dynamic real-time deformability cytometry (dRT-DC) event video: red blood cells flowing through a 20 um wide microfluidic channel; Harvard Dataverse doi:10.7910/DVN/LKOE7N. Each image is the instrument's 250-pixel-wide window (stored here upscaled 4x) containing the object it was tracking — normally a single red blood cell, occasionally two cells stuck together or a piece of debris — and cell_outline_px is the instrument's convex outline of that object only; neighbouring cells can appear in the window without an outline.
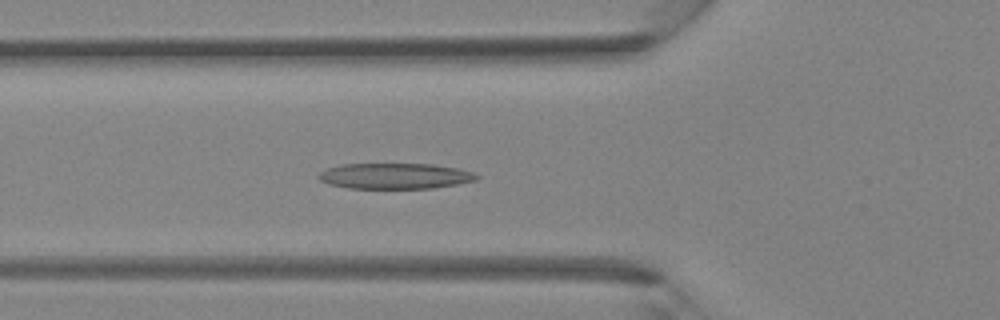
{"species": "Egyptian fruit bat (a non-hibernating species)", "species_latin": "Rousettus aegyptiacus", "temperature_condition": "room temperature", "stored_images_in_passage": 33, "camera_frame_rate_fps": 3000, "um_per_image_px": 0.085, "animal": {"sex": "female"}, "frame": {"image": 1, "passage_image": 9, "time_ms": 2.667, "image_size_px": [1000, 320], "cell_outline_px": [[480, 176], [476, 180], [456, 184], [432, 188], [348, 188], [328, 184], [320, 180], [316, 176], [320, 172], [328, 168], [340, 164], [432, 164], [456, 168], [472, 172]], "centroid_in_image_um": [33.54, 14.96], "position_along_channel_um": 92.3, "area_um2": 23.58}}
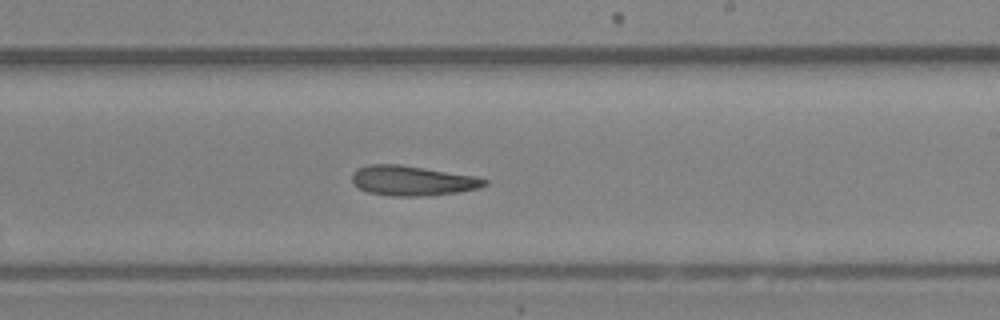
{"frame": {"image": 2, "passage_image": 19, "time_ms": 6.0, "image_size_px": [1000, 320], "cell_outline_px": [[488, 184], [480, 188], [460, 192], [424, 196], [392, 196], [368, 192], [352, 184], [352, 172], [356, 168], [368, 164], [400, 164], [472, 176], [488, 180]], "centroid_in_image_um": [35.01, 15.36], "position_along_channel_um": 254.0, "area_um2": 23.12}}
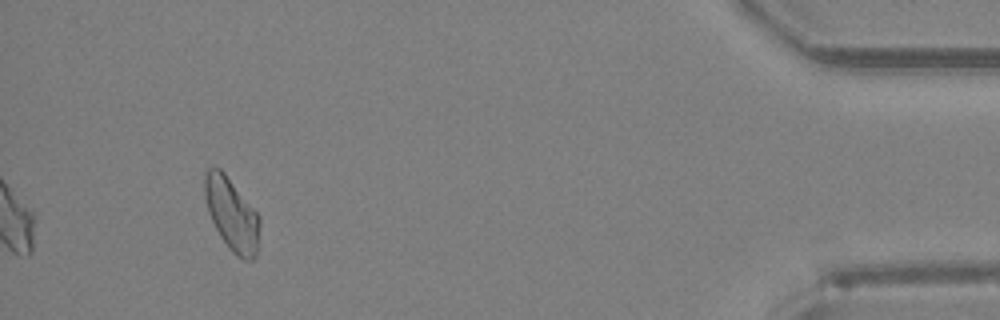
{"frame": {"image": 3, "passage_image": 33, "time_ms": 10.667, "image_size_px": [1000, 320], "cell_outline_px": [[260, 224], [256, 256], [252, 260], [244, 260], [236, 256], [228, 248], [220, 236], [208, 212], [204, 196], [204, 172], [208, 168], [220, 168], [224, 172], [260, 216]], "centroid_in_image_um": [19.69, 18.22], "position_along_channel_um": 415.5, "area_um2": 23.35}}